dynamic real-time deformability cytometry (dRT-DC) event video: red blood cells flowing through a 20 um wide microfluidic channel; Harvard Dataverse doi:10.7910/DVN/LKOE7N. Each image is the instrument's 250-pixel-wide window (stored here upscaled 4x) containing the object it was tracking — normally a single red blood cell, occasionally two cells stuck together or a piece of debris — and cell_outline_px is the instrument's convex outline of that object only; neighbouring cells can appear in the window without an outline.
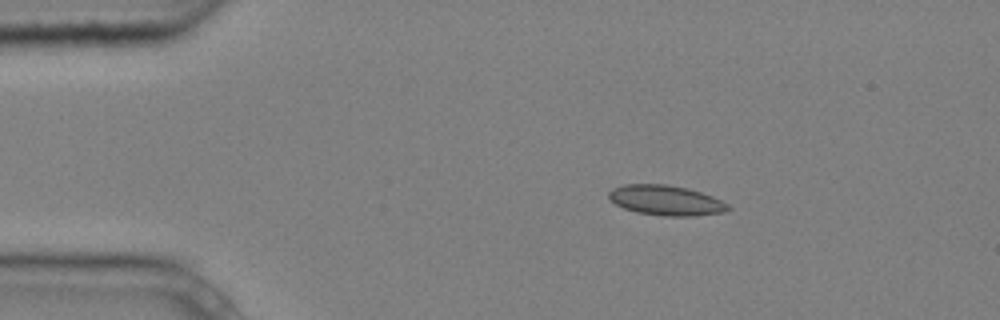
{"species": "common noctule bat (a hibernating species)", "species_latin": "Nyctalus noctula", "temperature_condition": "cold", "stored_images_in_passage": 5, "camera_frame_rate_fps": 3000, "um_per_image_px": 0.085, "animal": {"sex": "male", "body_mass_g": 20.4}, "frame": {"image": 1, "passage_image": 2, "time_ms": 0.333, "image_size_px": [1000, 320], "cell_outline_px": [[732, 208], [724, 212], [692, 216], [664, 216], [636, 212], [624, 208], [616, 204], [608, 196], [608, 192], [612, 188], [624, 184], [668, 184], [688, 188], [712, 196], [728, 204]], "centroid_in_image_um": [56.6, 17.02], "position_along_channel_um": 28.4, "area_um2": 20.92}}
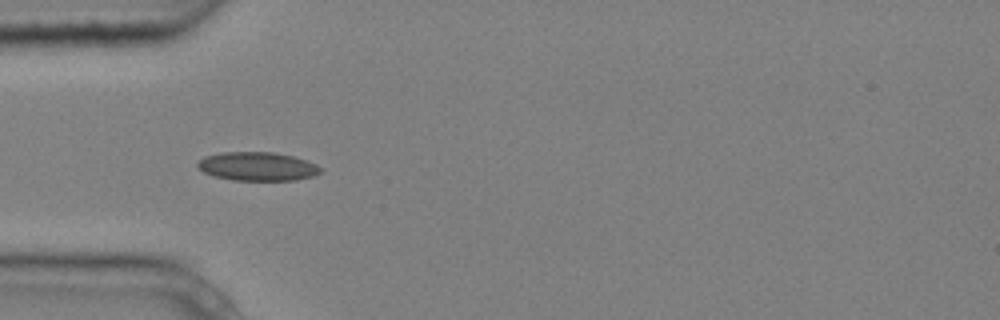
{"frame": {"image": 2, "passage_image": 4, "time_ms": 1.0, "image_size_px": [1000, 320], "cell_outline_px": [[324, 168], [320, 172], [312, 176], [296, 180], [232, 180], [212, 176], [204, 172], [196, 164], [204, 156], [224, 152], [272, 152], [292, 156], [316, 164]], "centroid_in_image_um": [21.88, 14.15], "position_along_channel_um": 63.1, "area_um2": 20.46}}
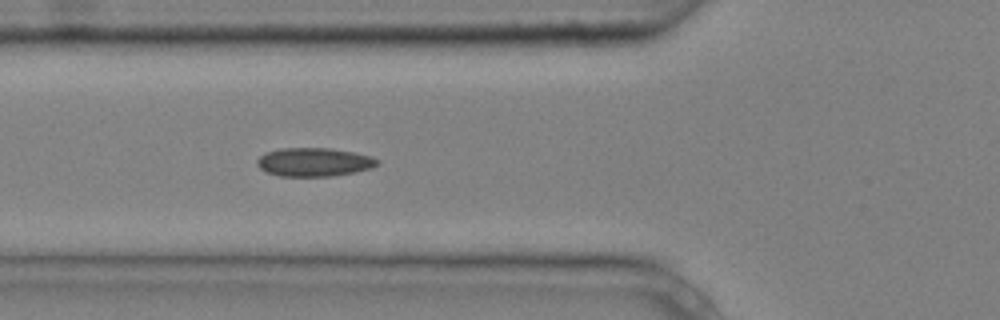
{"frame": {"image": 3, "passage_image": 5, "time_ms": 1.333, "image_size_px": [1000, 320], "cell_outline_px": [[380, 164], [372, 168], [356, 172], [332, 176], [280, 176], [264, 172], [256, 164], [256, 160], [264, 152], [280, 148], [328, 148], [352, 152], [372, 156], [380, 160]], "centroid_in_image_um": [26.69, 13.78], "position_along_channel_um": 99.1, "area_um2": 20.29}}